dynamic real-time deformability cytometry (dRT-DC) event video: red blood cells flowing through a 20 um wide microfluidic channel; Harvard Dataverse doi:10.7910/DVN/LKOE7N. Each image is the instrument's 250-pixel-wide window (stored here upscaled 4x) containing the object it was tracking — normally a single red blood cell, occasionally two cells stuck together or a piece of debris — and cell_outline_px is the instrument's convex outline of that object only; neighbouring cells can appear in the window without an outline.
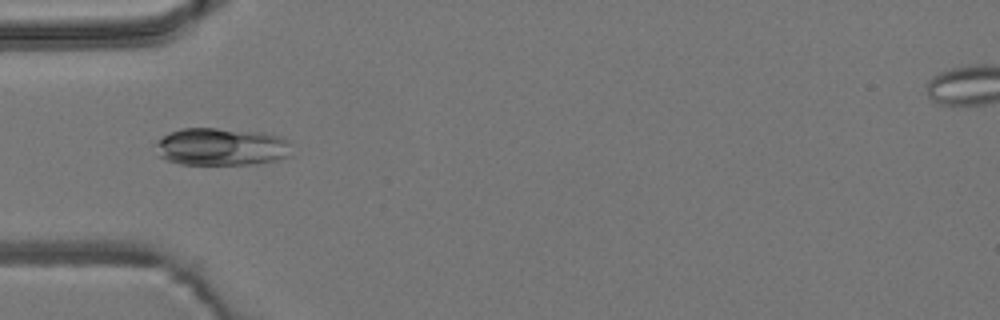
{"species": "common noctule bat (a hibernating species)", "species_latin": "Nyctalus noctula", "temperature_condition": "room temperature", "stored_images_in_passage": 7, "camera_frame_rate_fps": 3000, "um_per_image_px": 0.085, "animal": {"sex": "male", "body_mass_g": 19.2, "forearm_length_mm": 51.8}, "frame": {"image": 1, "passage_image": 5, "time_ms": 4.667, "image_size_px": [1000, 320], "cell_outline_px": [[292, 156], [280, 160], [256, 164], [180, 164], [168, 160], [160, 156], [152, 144], [168, 132], [180, 128], [216, 128], [260, 132], [276, 136], [288, 140]], "centroid_in_image_um": [18.8, 12.48], "position_along_channel_um": 66.2, "area_um2": 30.11}}
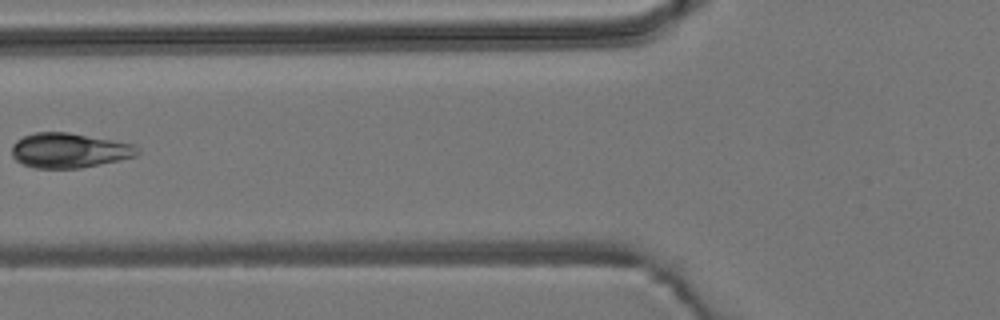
{"frame": {"image": 2, "passage_image": 6, "time_ms": 6.0, "image_size_px": [1000, 320], "cell_outline_px": [[140, 152], [136, 156], [120, 160], [80, 168], [36, 168], [20, 164], [12, 156], [12, 144], [16, 140], [24, 136], [36, 132], [68, 132], [136, 144], [140, 148]], "centroid_in_image_um": [5.9, 12.78], "position_along_channel_um": 119.9, "area_um2": 25.72}}
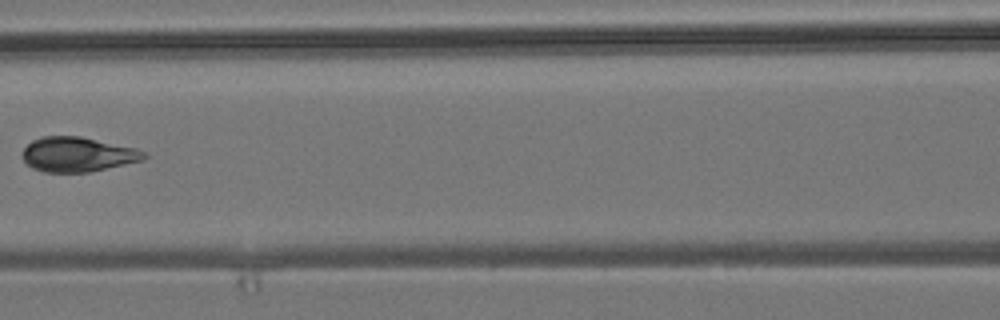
{"frame": {"image": 3, "passage_image": 7, "time_ms": 7.0, "image_size_px": [1000, 320], "cell_outline_px": [[148, 156], [144, 160], [88, 172], [44, 172], [32, 168], [20, 156], [24, 148], [32, 140], [44, 136], [80, 136], [136, 148], [144, 152]], "centroid_in_image_um": [6.58, 13.12], "position_along_channel_um": 160.0, "area_um2": 24.57}}